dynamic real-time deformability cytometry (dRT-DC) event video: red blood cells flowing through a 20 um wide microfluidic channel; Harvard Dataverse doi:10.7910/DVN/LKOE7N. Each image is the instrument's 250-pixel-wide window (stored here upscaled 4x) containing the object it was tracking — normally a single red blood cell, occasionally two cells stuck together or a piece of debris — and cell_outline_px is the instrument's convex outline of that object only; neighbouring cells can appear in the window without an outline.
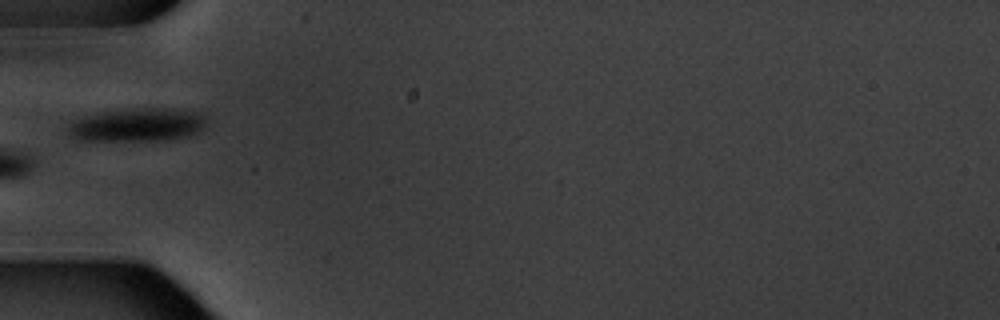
{"species": "common noctule bat (a hibernating species)", "species_latin": "Nyctalus noctula", "temperature_condition": "warm", "stored_images_in_passage": 7, "camera_frame_rate_fps": 3000, "um_per_image_px": 0.085, "animal": {"sex": "male", "body_mass_g": 20.1, "forearm_length_mm": 53.5}, "frame": {"image": 1, "passage_image": 6, "time_ms": 6.0, "image_size_px": [1000, 320], "cell_outline_px": [[208, 120], [204, 128], [200, 132], [188, 136], [160, 140], [80, 140], [72, 136], [68, 132], [68, 128], [72, 120], [80, 116], [96, 112], [128, 108], [168, 108], [204, 112]], "centroid_in_image_um": [11.72, 10.58], "position_along_channel_um": 73.3, "area_um2": 27.46}}